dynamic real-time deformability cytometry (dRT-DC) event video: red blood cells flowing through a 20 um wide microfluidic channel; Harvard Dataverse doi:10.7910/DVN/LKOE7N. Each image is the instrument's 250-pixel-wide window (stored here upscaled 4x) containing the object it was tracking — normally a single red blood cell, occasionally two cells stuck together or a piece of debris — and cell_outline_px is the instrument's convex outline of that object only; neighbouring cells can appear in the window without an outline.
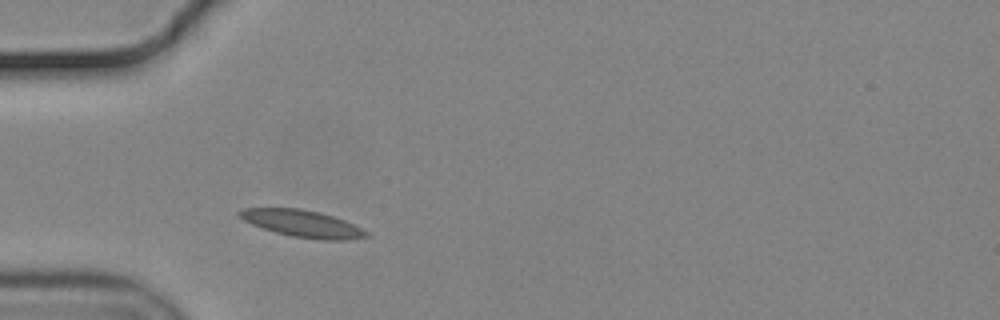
{"species": "common noctule bat (a hibernating species)", "species_latin": "Nyctalus noctula", "temperature_condition": "cold", "stored_images_in_passage": 31, "camera_frame_rate_fps": 3000, "um_per_image_px": 0.085, "animal": {"sex": "male", "body_mass_g": 19.2, "forearm_length_mm": 51.8}, "frame": {"image": 1, "passage_image": 1, "time_ms": 0.0, "image_size_px": [1000, 320], "cell_outline_px": [[368, 236], [344, 240], [320, 240], [292, 236], [276, 232], [252, 224], [244, 220], [236, 212], [244, 208], [300, 208], [320, 212], [344, 220], [368, 232]], "centroid_in_image_um": [25.69, 19.0], "position_along_channel_um": 59.3, "area_um2": 19.65}}
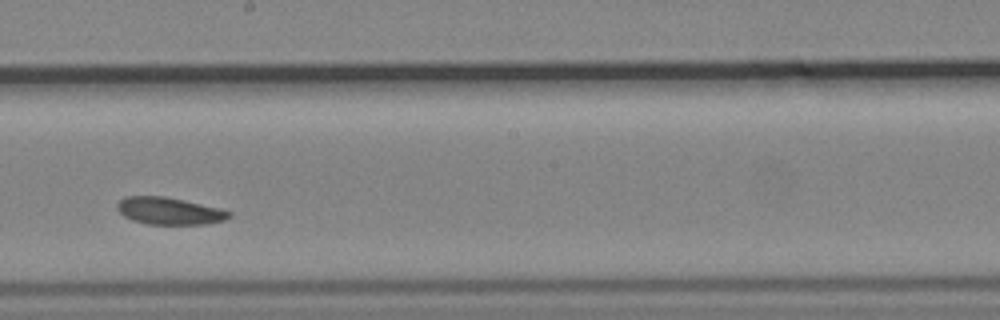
{"frame": {"image": 2, "passage_image": 16, "time_ms": 5.0, "image_size_px": [1000, 320], "cell_outline_px": [[232, 216], [224, 220], [208, 224], [148, 224], [132, 220], [124, 216], [116, 208], [116, 204], [124, 196], [164, 196], [184, 200], [220, 208], [232, 212]], "centroid_in_image_um": [14.39, 17.93], "position_along_channel_um": 233.8, "area_um2": 17.8}}
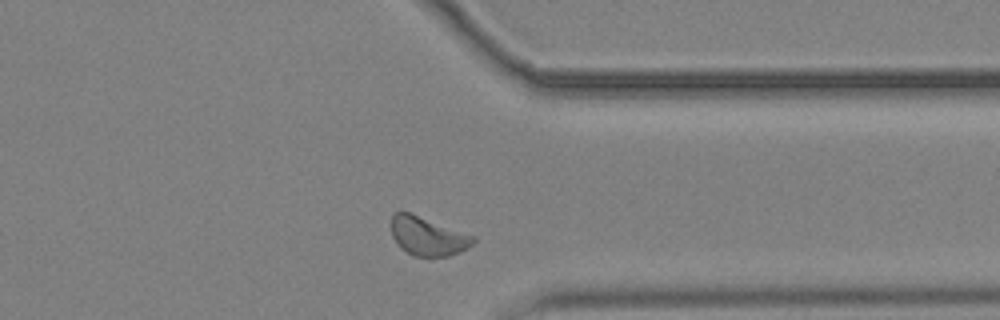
{"frame": {"image": 3, "passage_image": 28, "time_ms": 9.0, "image_size_px": [1000, 320], "cell_outline_px": [[476, 240], [468, 248], [448, 256], [412, 256], [400, 248], [392, 236], [392, 216], [396, 212], [408, 212], [476, 236]], "centroid_in_image_um": [36.37, 20.09], "position_along_channel_um": 375.0, "area_um2": 18.32}, "authors_computed_cell_mechanics": {"area_um2": 18.2648, "velocity_mm_per_s": 3.5971, "shape_relaxation_time_tau1_ms": 4.3482, "shape_relaxation_time_tau2_ms": 10.2926, "deformation_change_tau1": 0.0872, "deformation_change_tau2": 0.1046}}